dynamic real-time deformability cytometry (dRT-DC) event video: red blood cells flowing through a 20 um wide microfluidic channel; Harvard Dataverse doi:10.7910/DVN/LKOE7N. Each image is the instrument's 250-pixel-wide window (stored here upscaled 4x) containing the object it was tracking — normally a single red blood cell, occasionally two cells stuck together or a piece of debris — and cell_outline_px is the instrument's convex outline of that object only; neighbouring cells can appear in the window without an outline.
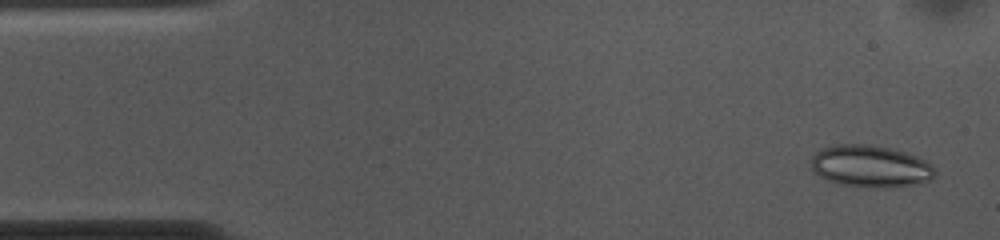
{"species": "common noctule bat (a hibernating species)", "species_latin": "Nyctalus noctula", "temperature_condition": "cold", "stored_images_in_passage": 53, "segment_of_instrument_passage": [1, 2], "camera_frame_rate_fps": 3000, "um_per_image_px": 0.085, "animal": {"sex": "female", "body_mass_g": 10.0, "forearm_length_mm": 53.1}, "frame": {"image": 1, "passage_image": 2, "time_ms": 0.333, "image_size_px": [1000, 240], "cell_outline_px": [[936, 172], [932, 180], [920, 184], [888, 188], [880, 188], [840, 184], [824, 180], [812, 172], [812, 156], [820, 148], [832, 144], [864, 144], [888, 148], [904, 152], [916, 156], [932, 164], [936, 168]], "centroid_in_image_um": [73.99, 14.15], "position_along_channel_um": 11.0, "area_um2": 30.75}}
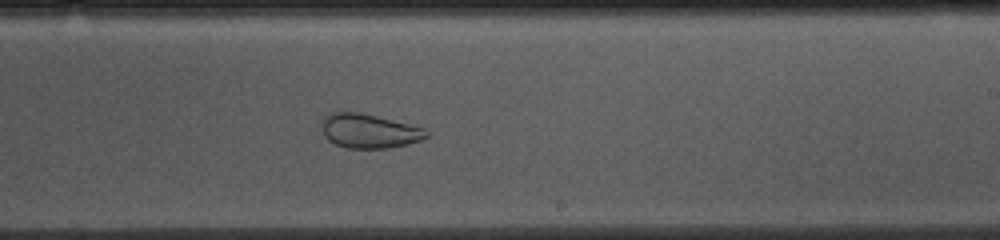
{"frame": {"image": 2, "passage_image": 30, "time_ms": 9.667, "image_size_px": [1000, 240], "cell_outline_px": [[428, 136], [420, 140], [408, 144], [388, 148], [348, 148], [336, 144], [328, 140], [324, 136], [320, 128], [320, 120], [328, 112], [360, 112], [424, 128], [428, 132]], "centroid_in_image_um": [31.3, 11.13], "position_along_channel_um": 257.7, "area_um2": 20.98}}
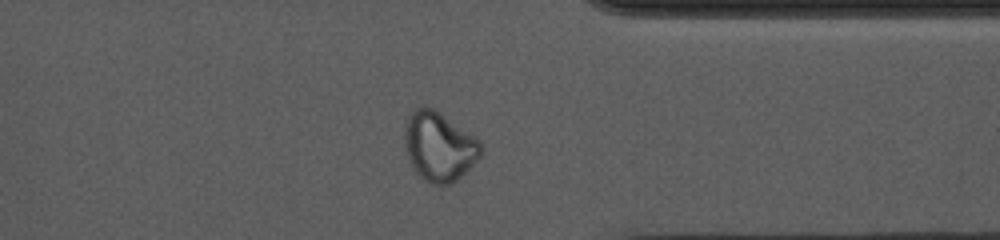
{"frame": {"image": 3, "passage_image": 40, "time_ms": 13.0, "image_size_px": [1000, 240], "cell_outline_px": [[480, 156], [456, 180], [448, 184], [432, 184], [424, 180], [416, 172], [404, 148], [404, 124], [408, 116], [416, 108], [432, 108], [480, 140]], "centroid_in_image_um": [37.28, 12.45], "position_along_channel_um": 374.1, "area_um2": 30.06}}